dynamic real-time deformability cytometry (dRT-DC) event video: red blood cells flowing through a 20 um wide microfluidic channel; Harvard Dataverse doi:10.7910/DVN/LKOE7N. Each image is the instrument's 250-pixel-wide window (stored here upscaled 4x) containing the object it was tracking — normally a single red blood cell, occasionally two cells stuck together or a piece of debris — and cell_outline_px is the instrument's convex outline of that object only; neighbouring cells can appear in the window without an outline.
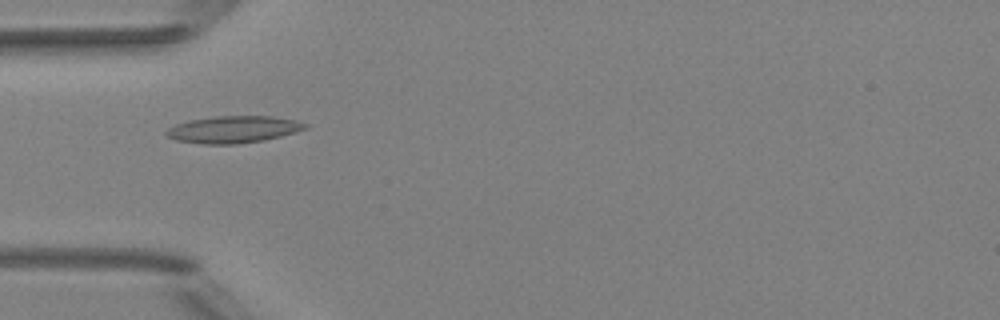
{"species": "Egyptian fruit bat (a non-hibernating species)", "species_latin": "Rousettus aegyptiacus", "temperature_condition": "room temperature", "stored_images_in_passage": 6, "camera_frame_rate_fps": 3000, "um_per_image_px": 0.085, "animal": {"sex": "female"}, "frame": {"image": 1, "passage_image": 4, "time_ms": 3.333, "image_size_px": [1000, 320], "cell_outline_px": [[308, 128], [296, 132], [264, 140], [236, 144], [204, 144], [176, 140], [164, 136], [164, 132], [168, 128], [176, 124], [188, 120], [216, 116], [272, 116], [296, 120], [308, 124]], "centroid_in_image_um": [19.82, 11.0], "position_along_channel_um": 65.2, "area_um2": 21.96}}
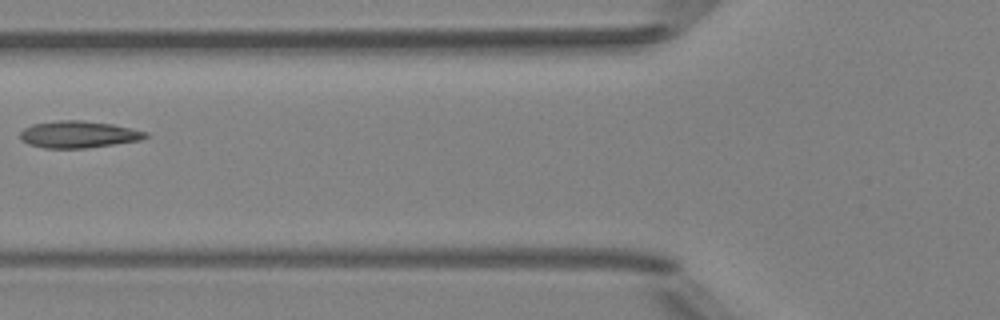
{"frame": {"image": 2, "passage_image": 5, "time_ms": 4.667, "image_size_px": [1000, 320], "cell_outline_px": [[152, 136], [140, 140], [84, 148], [44, 148], [28, 144], [20, 140], [20, 132], [24, 128], [32, 124], [56, 120], [80, 120], [112, 124], [148, 132]], "centroid_in_image_um": [6.66, 11.42], "position_along_channel_um": 119.1, "area_um2": 19.71}}
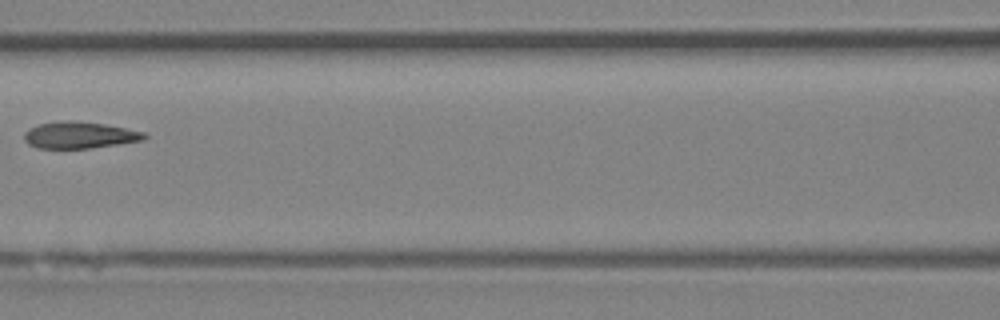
{"frame": {"image": 3, "passage_image": 6, "time_ms": 5.667, "image_size_px": [1000, 320], "cell_outline_px": [[148, 136], [144, 140], [92, 148], [36, 148], [28, 144], [24, 140], [24, 132], [28, 128], [40, 124], [60, 120], [76, 120], [104, 124], [144, 132]], "centroid_in_image_um": [6.73, 11.48], "position_along_channel_um": 159.9, "area_um2": 18.79}}